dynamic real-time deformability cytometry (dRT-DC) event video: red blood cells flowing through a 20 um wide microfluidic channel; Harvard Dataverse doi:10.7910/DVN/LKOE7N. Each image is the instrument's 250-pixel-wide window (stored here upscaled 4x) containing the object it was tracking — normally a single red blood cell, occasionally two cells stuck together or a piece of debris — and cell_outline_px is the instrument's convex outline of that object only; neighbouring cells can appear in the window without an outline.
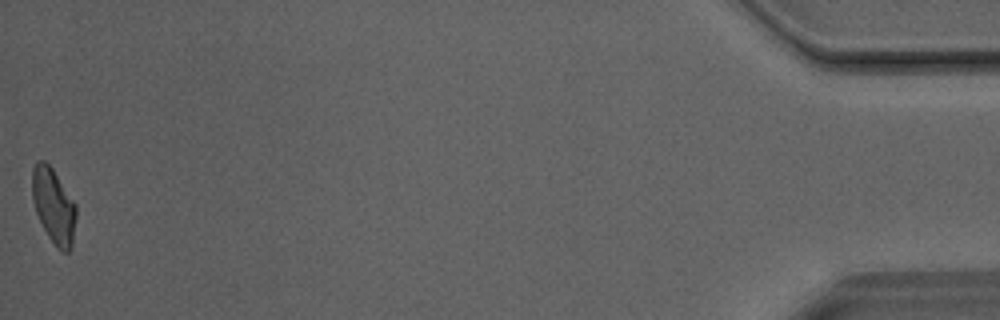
{"species": "Egyptian fruit bat (a non-hibernating species)", "species_latin": "Rousettus aegyptiacus", "temperature_condition": "room temperature", "stored_images_in_passage": 30, "camera_frame_rate_fps": 3000, "um_per_image_px": 0.085, "animal": {"sex": "male"}, "frame": {"image": 1, "passage_image": 30, "time_ms": 9.667, "image_size_px": [1000, 320], "cell_outline_px": [[76, 216], [72, 248], [68, 252], [60, 252], [56, 248], [48, 236], [36, 212], [32, 200], [32, 168], [36, 160], [44, 160], [52, 168], [76, 204]], "centroid_in_image_um": [4.56, 17.51], "position_along_channel_um": 430.6, "area_um2": 19.36}}